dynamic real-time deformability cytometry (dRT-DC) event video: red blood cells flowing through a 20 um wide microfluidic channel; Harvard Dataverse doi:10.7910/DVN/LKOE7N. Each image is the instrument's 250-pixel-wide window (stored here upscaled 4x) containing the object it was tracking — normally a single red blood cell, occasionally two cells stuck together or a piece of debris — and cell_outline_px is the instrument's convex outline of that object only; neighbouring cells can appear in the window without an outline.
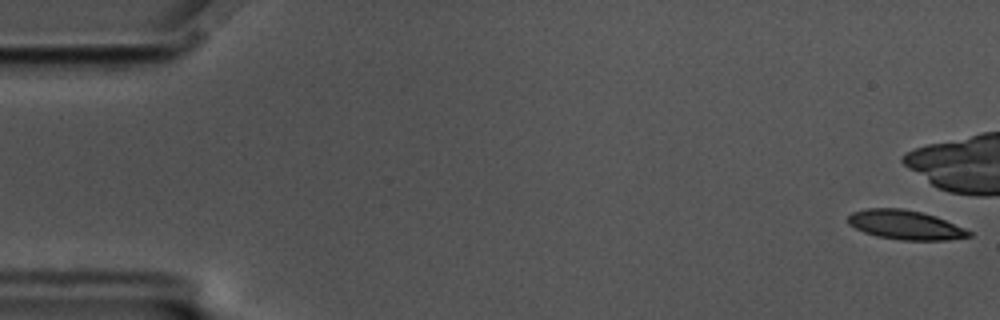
{"species": "common noctule bat (a hibernating species)", "species_latin": "Nyctalus noctula", "temperature_condition": "cold", "stored_images_in_passage": 44, "camera_frame_rate_fps": 3000, "um_per_image_px": 0.085, "animal": {"sex": "male", "body_mass_g": 17.5, "forearm_length_mm": 52.3}, "frame": {"image": 1, "passage_image": 1, "time_ms": 0.0, "image_size_px": [1000, 320], "cell_outline_px": [[972, 236], [948, 240], [900, 240], [876, 236], [864, 232], [848, 224], [848, 216], [852, 212], [868, 208], [904, 208], [936, 216], [964, 228], [972, 232]], "centroid_in_image_um": [76.95, 19.11], "position_along_channel_um": 8.0, "area_um2": 20.63}}